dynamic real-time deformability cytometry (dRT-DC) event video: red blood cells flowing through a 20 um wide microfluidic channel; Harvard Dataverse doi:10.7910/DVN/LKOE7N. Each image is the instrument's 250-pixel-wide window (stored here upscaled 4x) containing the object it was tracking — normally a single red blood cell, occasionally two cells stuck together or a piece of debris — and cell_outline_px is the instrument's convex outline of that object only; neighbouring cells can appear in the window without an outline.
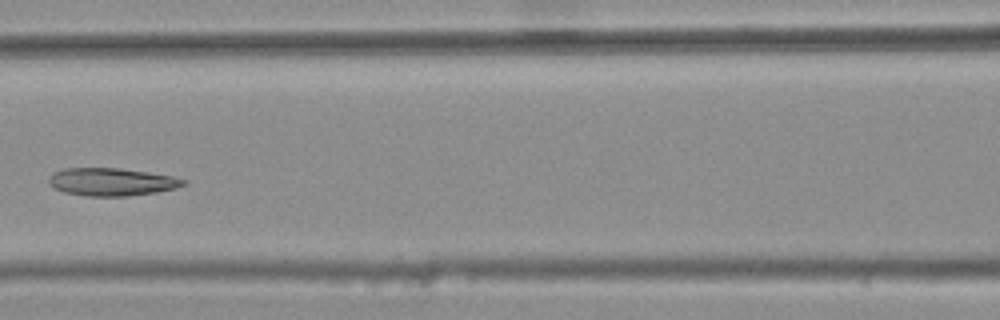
{"species": "common noctule bat (a hibernating species)", "species_latin": "Nyctalus noctula", "temperature_condition": "warm", "stored_images_in_passage": 7, "camera_frame_rate_fps": 3000, "um_per_image_px": 0.085, "animal": {"sex": "female", "body_mass_g": 25.1}, "frame": {"image": 1, "passage_image": 6, "time_ms": 1.667, "image_size_px": [1000, 320], "cell_outline_px": [[188, 184], [176, 188], [156, 192], [128, 196], [84, 196], [64, 192], [56, 188], [48, 180], [48, 176], [52, 172], [64, 168], [120, 168], [148, 172], [172, 176], [188, 180]], "centroid_in_image_um": [9.51, 15.45], "position_along_channel_um": 157.1, "area_um2": 21.91}}
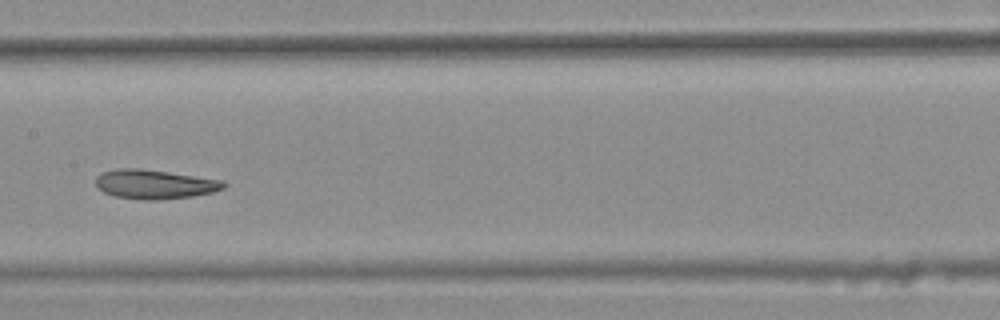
{"frame": {"image": 2, "passage_image": 7, "time_ms": 2.0, "image_size_px": [1000, 320], "cell_outline_px": [[228, 184], [224, 188], [212, 192], [192, 196], [160, 200], [144, 200], [116, 196], [104, 192], [96, 184], [96, 176], [100, 172], [120, 168], [136, 168], [168, 172], [224, 180]], "centroid_in_image_um": [13.16, 15.66], "position_along_channel_um": 194.2, "area_um2": 21.73}}